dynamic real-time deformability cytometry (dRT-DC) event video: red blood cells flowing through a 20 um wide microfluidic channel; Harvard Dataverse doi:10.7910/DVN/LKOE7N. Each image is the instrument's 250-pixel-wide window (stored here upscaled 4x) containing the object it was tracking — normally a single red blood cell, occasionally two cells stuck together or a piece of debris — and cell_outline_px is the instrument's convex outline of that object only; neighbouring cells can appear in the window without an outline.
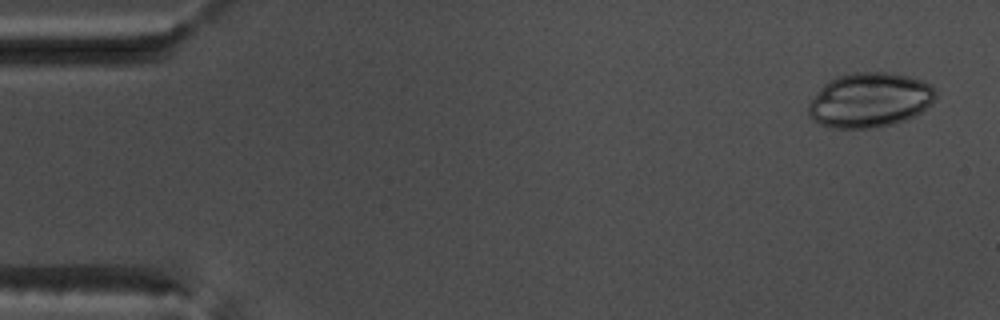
{"species": "common noctule bat (a hibernating species)", "species_latin": "Nyctalus noctula", "temperature_condition": "warm", "stored_images_in_passage": 54, "camera_frame_rate_fps": 3000, "um_per_image_px": 0.085, "animal": {"sex": "male", "body_mass_g": 17.5, "forearm_length_mm": 52.3}, "frame": {"image": 1, "passage_image": 3, "time_ms": 0.667, "image_size_px": [1000, 320], "cell_outline_px": [[936, 96], [920, 112], [904, 120], [892, 124], [876, 128], [832, 128], [820, 124], [808, 116], [808, 104], [820, 88], [824, 84], [836, 76], [856, 72], [884, 72], [908, 76], [932, 84], [936, 88]], "centroid_in_image_um": [73.9, 8.5], "position_along_channel_um": 11.1, "area_um2": 40.4}}
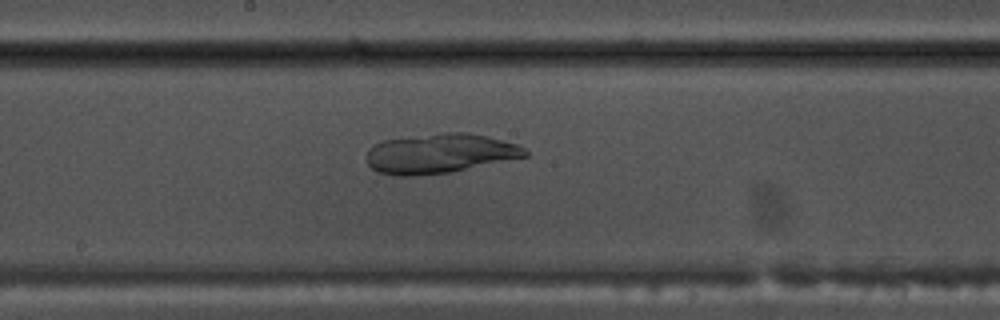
{"frame": {"image": 2, "passage_image": 29, "time_ms": 9.333, "image_size_px": [1000, 320], "cell_outline_px": [[528, 156], [448, 172], [412, 176], [400, 176], [376, 172], [364, 160], [364, 156], [368, 148], [372, 144], [384, 140], [440, 132], [468, 132], [488, 136], [516, 144], [524, 148], [528, 152]], "centroid_in_image_um": [37.31, 13.03], "position_along_channel_um": 210.9, "area_um2": 36.76}}
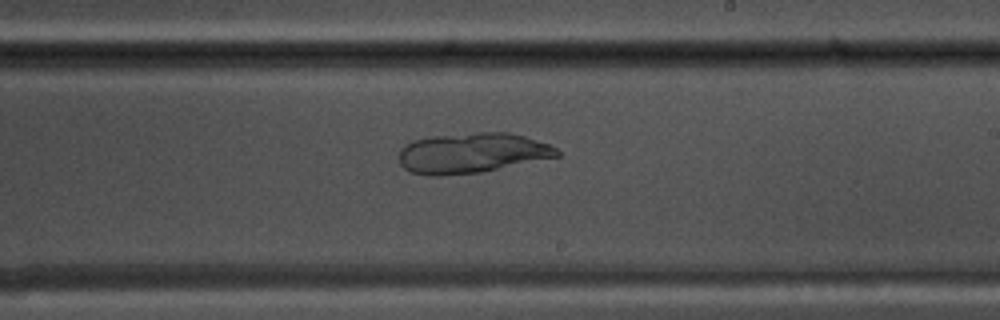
{"frame": {"image": 3, "passage_image": 32, "time_ms": 10.333, "image_size_px": [1000, 320], "cell_outline_px": [[560, 156], [480, 172], [436, 176], [432, 176], [412, 172], [404, 168], [400, 164], [400, 148], [404, 144], [412, 140], [432, 136], [476, 132], [508, 132], [524, 136], [548, 144], [556, 148], [560, 152]], "centroid_in_image_um": [40.09, 12.99], "position_along_channel_um": 248.9, "area_um2": 36.93}}